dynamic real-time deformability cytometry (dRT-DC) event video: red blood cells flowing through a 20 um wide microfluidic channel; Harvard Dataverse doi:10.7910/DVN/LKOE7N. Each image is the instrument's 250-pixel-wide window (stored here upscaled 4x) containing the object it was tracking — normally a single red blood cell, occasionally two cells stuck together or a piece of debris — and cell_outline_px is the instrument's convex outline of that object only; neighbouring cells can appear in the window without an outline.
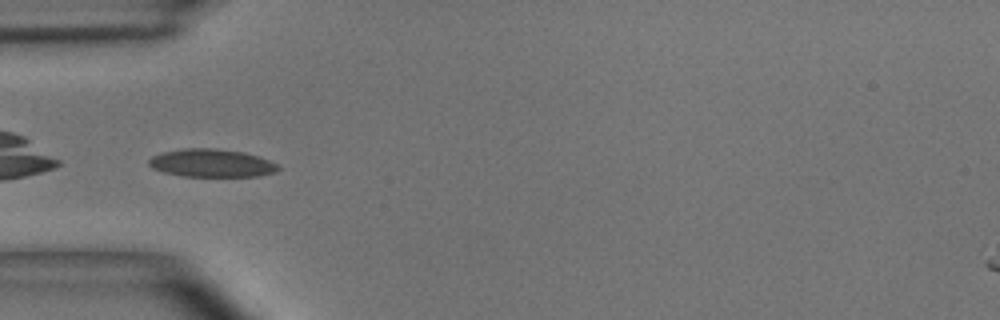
{"species": "common noctule bat (a hibernating species)", "species_latin": "Nyctalus noctula", "temperature_condition": "room temperature", "stored_images_in_passage": 3, "camera_frame_rate_fps": 3000, "um_per_image_px": 0.085, "animal": {"sex": "male", "body_mass_g": 15.6}, "frame": {"image": 1, "passage_image": 3, "time_ms": 0.667, "image_size_px": [1000, 320], "cell_outline_px": [[280, 168], [276, 172], [260, 176], [184, 176], [164, 172], [152, 168], [148, 164], [148, 160], [152, 156], [160, 152], [184, 148], [216, 148], [244, 152], [260, 156], [276, 164]], "centroid_in_image_um": [17.97, 13.85], "position_along_channel_um": 67.0, "area_um2": 21.21}}